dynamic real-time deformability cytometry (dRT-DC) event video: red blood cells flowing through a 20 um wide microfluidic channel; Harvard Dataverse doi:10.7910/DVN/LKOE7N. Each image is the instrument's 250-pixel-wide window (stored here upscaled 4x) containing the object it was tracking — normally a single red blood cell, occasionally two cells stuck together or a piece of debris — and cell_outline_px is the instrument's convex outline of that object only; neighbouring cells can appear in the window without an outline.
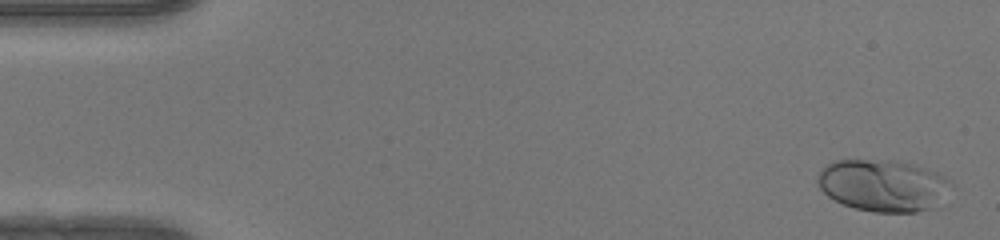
{"species": "human", "species_latin": "Homo sapiens", "temperature_condition": "warm", "stored_images_in_passage": 49, "camera_frame_rate_fps": 3000, "um_per_image_px": 0.085, "donor": {"sex": "female"}, "frame": {"image": 1, "passage_image": 1, "time_ms": 0.0, "image_size_px": [1000, 240], "cell_outline_px": [[952, 184], [932, 208], [916, 212], [876, 212], [856, 208], [844, 204], [828, 196], [820, 188], [816, 180], [816, 176], [828, 164], [836, 160], [892, 160], [924, 168], [936, 172], [944, 176]], "centroid_in_image_um": [75.01, 15.76], "position_along_channel_um": 10.0, "area_um2": 39.65}}
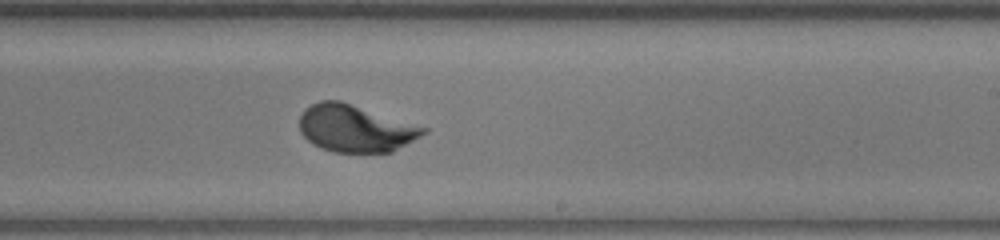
{"frame": {"image": 2, "passage_image": 29, "time_ms": 9.333, "image_size_px": [1000, 240], "cell_outline_px": [[428, 132], [392, 152], [332, 152], [320, 148], [312, 144], [300, 132], [300, 116], [304, 108], [320, 100], [340, 100], [428, 128]], "centroid_in_image_um": [30.19, 10.91], "position_along_channel_um": 258.8, "area_um2": 34.04}}
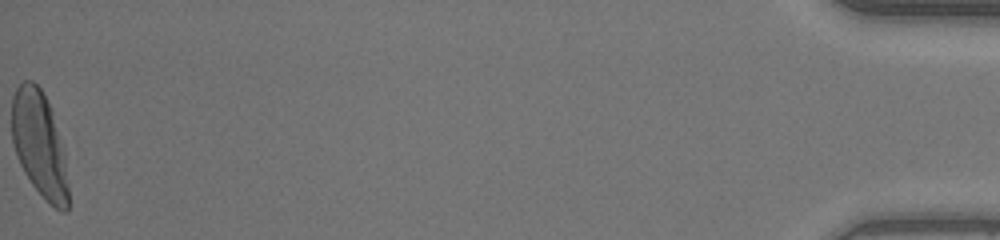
{"frame": {"image": 3, "passage_image": 49, "time_ms": 16.0, "image_size_px": [1000, 240], "cell_outline_px": [[68, 208], [64, 212], [60, 212], [32, 184], [24, 172], [16, 156], [12, 140], [12, 96], [16, 88], [24, 80], [32, 80], [40, 88], [52, 112], [64, 152], [68, 188]], "centroid_in_image_um": [3.33, 12.25], "position_along_channel_um": 431.9, "area_um2": 34.28}, "authors_computed_cell_mechanics": {"area_um2": 34.0442, "velocity_mm_per_s": 4.1844, "shape_relaxation_time_tau1_ms": 2.8457, "shape_relaxation_time_tau2_ms": null, "deformation_change_tau1": 0.1819, "deformation_change_tau2": null}}